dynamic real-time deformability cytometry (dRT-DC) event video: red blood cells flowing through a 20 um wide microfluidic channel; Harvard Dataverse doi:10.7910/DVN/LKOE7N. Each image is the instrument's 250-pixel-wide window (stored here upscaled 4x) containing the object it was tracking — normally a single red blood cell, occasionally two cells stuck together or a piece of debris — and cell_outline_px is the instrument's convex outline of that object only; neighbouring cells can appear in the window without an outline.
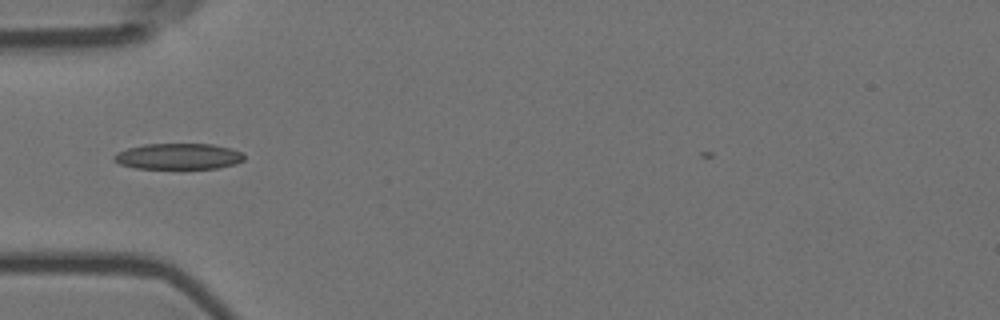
{"species": "Egyptian fruit bat (a non-hibernating species)", "species_latin": "Rousettus aegyptiacus", "temperature_condition": "room temperature", "stored_images_in_passage": 5, "camera_frame_rate_fps": 3000, "um_per_image_px": 0.085, "animal": {"sex": "female"}, "frame": {"image": 1, "passage_image": 1, "time_ms": 0.0, "image_size_px": [1000, 320], "cell_outline_px": [[244, 160], [236, 164], [216, 168], [136, 168], [120, 164], [112, 160], [112, 156], [116, 152], [128, 148], [144, 144], [212, 144], [232, 148], [240, 152], [244, 156]], "centroid_in_image_um": [15.14, 13.28], "position_along_channel_um": 69.9, "area_um2": 19.71}}
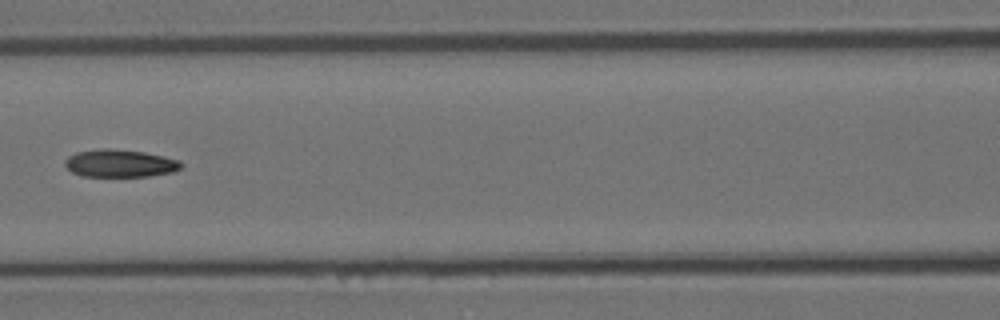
{"frame": {"image": 2, "passage_image": 3, "time_ms": 0.667, "image_size_px": [1000, 320], "cell_outline_px": [[184, 164], [180, 168], [172, 172], [148, 176], [80, 176], [72, 172], [64, 164], [64, 160], [68, 156], [76, 152], [100, 148], [112, 148], [144, 152], [164, 156], [180, 160]], "centroid_in_image_um": [10.18, 13.87], "position_along_channel_um": 156.4, "area_um2": 18.84}}
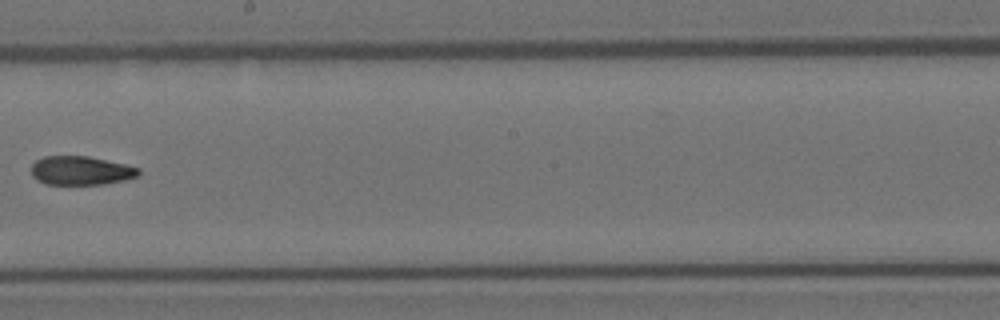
{"frame": {"image": 3, "passage_image": 5, "time_ms": 1.333, "image_size_px": [1000, 320], "cell_outline_px": [[140, 172], [136, 176], [124, 180], [104, 184], [44, 184], [36, 180], [32, 176], [32, 164], [36, 160], [44, 156], [88, 156], [124, 164], [140, 168]], "centroid_in_image_um": [6.84, 14.5], "position_along_channel_um": 241.4, "area_um2": 17.98}}